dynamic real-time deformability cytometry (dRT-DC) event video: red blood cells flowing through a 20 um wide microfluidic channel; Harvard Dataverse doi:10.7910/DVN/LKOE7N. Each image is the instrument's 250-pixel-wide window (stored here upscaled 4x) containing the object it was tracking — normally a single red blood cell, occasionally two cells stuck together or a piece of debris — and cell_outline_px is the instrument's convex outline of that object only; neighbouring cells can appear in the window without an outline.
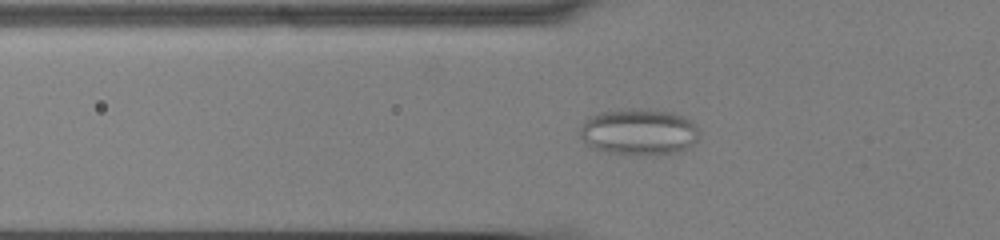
{"species": "common noctule bat (a hibernating species)", "species_latin": "Nyctalus noctula", "temperature_condition": "cold", "stored_images_in_passage": 58, "camera_frame_rate_fps": 3000, "um_per_image_px": 0.085, "animal": {"sex": "male", "body_mass_g": 13.0, "forearm_length_mm": 53.1}, "frame": {"image": 1, "passage_image": 21, "time_ms": 6.667, "image_size_px": [1000, 240], "cell_outline_px": [[696, 140], [684, 152], [608, 152], [592, 148], [584, 144], [580, 136], [580, 128], [584, 120], [588, 116], [600, 112], [628, 108], [640, 108], [672, 112], [684, 116], [692, 120], [696, 124]], "centroid_in_image_um": [54.26, 11.15], "position_along_channel_um": 71.5, "area_um2": 31.79}}
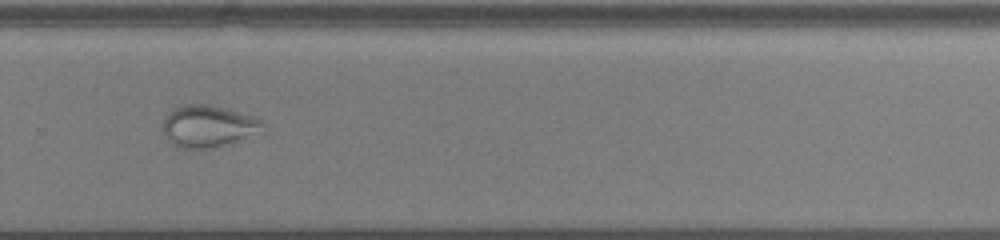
{"frame": {"image": 2, "passage_image": 41, "time_ms": 13.333, "image_size_px": [1000, 240], "cell_outline_px": [[264, 136], [216, 148], [180, 148], [172, 144], [168, 140], [160, 128], [160, 124], [168, 112], [172, 108], [184, 104], [204, 104], [224, 108], [252, 116], [260, 120], [264, 124]], "centroid_in_image_um": [17.75, 10.77], "position_along_channel_um": 312.0, "area_um2": 25.49}}
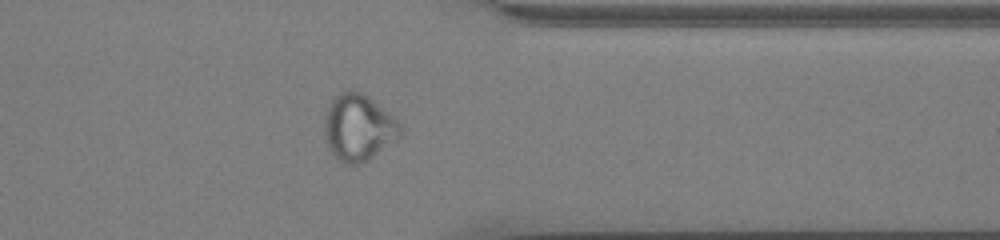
{"frame": {"image": 3, "passage_image": 47, "time_ms": 15.333, "image_size_px": [1000, 240], "cell_outline_px": [[404, 128], [400, 136], [396, 140], [368, 160], [360, 164], [344, 164], [332, 152], [324, 136], [324, 120], [332, 96], [340, 92], [360, 92], [368, 96], [392, 116]], "centroid_in_image_um": [30.47, 10.85], "position_along_channel_um": 380.9, "area_um2": 29.13}}